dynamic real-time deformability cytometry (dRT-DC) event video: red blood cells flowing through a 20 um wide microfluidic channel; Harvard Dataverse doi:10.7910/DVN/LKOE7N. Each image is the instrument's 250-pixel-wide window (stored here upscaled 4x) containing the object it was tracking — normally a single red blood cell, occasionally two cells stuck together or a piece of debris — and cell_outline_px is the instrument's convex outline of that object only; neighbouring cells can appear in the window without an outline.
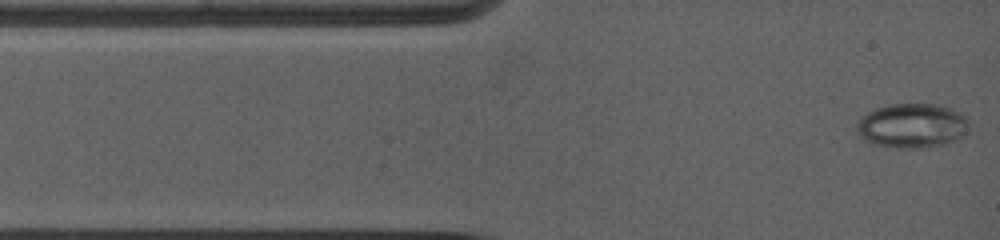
{"species": "common noctule bat (a hibernating species)", "species_latin": "Nyctalus noctula", "temperature_condition": "warm", "stored_images_in_passage": 61, "camera_frame_rate_fps": 5000, "um_per_image_px": 0.085, "animal": {"sex": "female", "body_mass_g": 19.0, "forearm_length_mm": 53.3}, "frame": {"image": 1, "passage_image": 1, "time_ms": 0.0, "image_size_px": [1000, 240], "cell_outline_px": [[968, 124], [964, 132], [960, 136], [952, 140], [940, 144], [916, 148], [896, 148], [876, 144], [868, 140], [856, 132], [856, 124], [868, 112], [876, 108], [888, 104], [940, 104], [952, 108], [964, 116], [968, 120]], "centroid_in_image_um": [77.5, 10.65], "position_along_channel_um": 7.5, "area_um2": 28.5}}
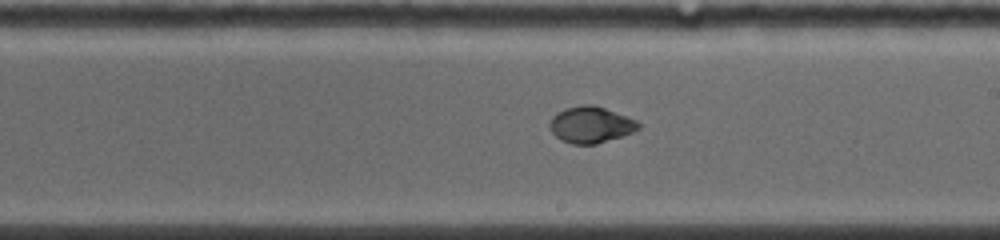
{"frame": {"image": 2, "passage_image": 33, "time_ms": 7.0, "image_size_px": [1000, 240], "cell_outline_px": [[640, 128], [632, 132], [596, 144], [572, 144], [560, 140], [552, 132], [548, 124], [552, 116], [556, 112], [568, 108], [584, 104], [592, 104], [604, 108], [636, 120], [640, 124]], "centroid_in_image_um": [50.18, 10.6], "position_along_channel_um": 238.8, "area_um2": 18.61}}
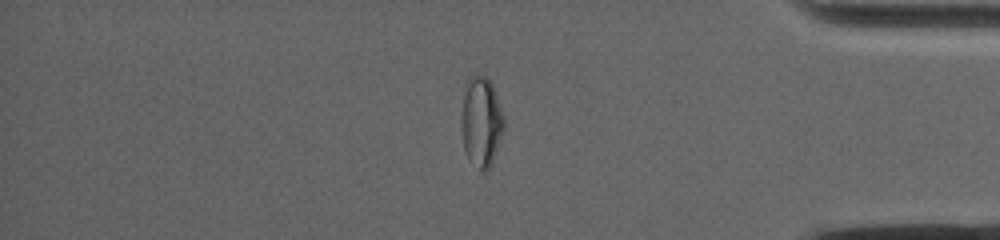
{"frame": {"image": 3, "passage_image": 55, "time_ms": 11.6, "image_size_px": [1000, 240], "cell_outline_px": [[504, 132], [492, 164], [484, 172], [480, 172], [468, 160], [464, 148], [460, 128], [460, 116], [464, 96], [468, 84], [472, 76], [484, 76], [492, 84], [496, 92], [504, 116]], "centroid_in_image_um": [40.91, 10.44], "position_along_channel_um": 394.3, "area_um2": 22.6}}